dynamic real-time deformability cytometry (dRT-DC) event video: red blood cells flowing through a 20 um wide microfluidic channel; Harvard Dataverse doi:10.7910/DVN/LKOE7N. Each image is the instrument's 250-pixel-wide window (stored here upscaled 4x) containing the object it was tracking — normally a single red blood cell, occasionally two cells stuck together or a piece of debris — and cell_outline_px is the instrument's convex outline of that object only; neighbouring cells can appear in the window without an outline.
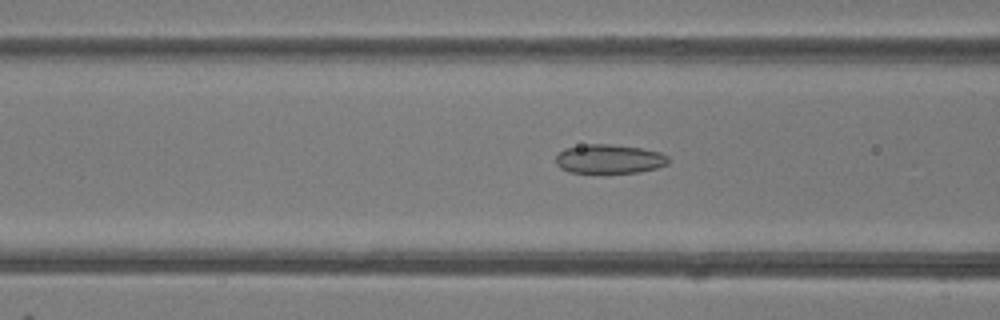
{"species": "common noctule bat (a hibernating species)", "species_latin": "Nyctalus noctula", "temperature_condition": "room temperature", "stored_images_in_passage": 50, "camera_frame_rate_fps": 3000, "um_per_image_px": 0.085, "animal": {"sex": "female"}, "frame": {"image": 1, "passage_image": 20, "time_ms": 6.333, "image_size_px": [1000, 320], "cell_outline_px": [[668, 164], [656, 168], [640, 172], [604, 176], [568, 172], [560, 168], [556, 164], [556, 156], [564, 148], [588, 144], [612, 144], [640, 148], [660, 152], [668, 156]], "centroid_in_image_um": [51.76, 13.57], "position_along_channel_um": 114.8, "area_um2": 20.0}}
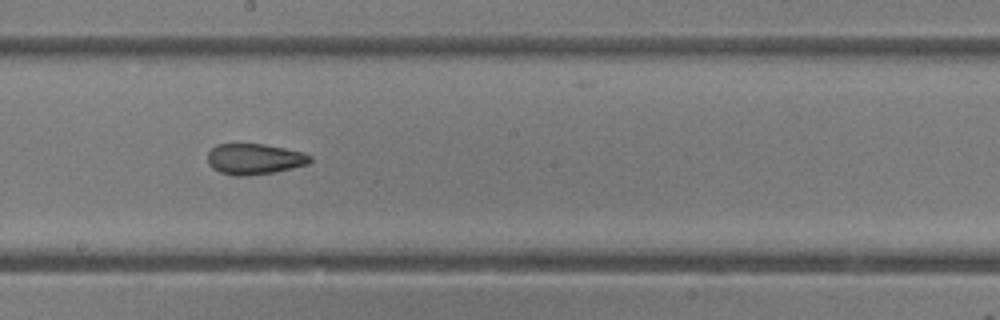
{"frame": {"image": 2, "passage_image": 28, "time_ms": 9.0, "image_size_px": [1000, 320], "cell_outline_px": [[312, 160], [308, 164], [292, 168], [272, 172], [244, 176], [236, 176], [220, 172], [212, 168], [208, 164], [208, 152], [216, 144], [264, 144], [304, 152], [312, 156]], "centroid_in_image_um": [21.63, 13.51], "position_along_channel_um": 226.6, "area_um2": 18.38}}
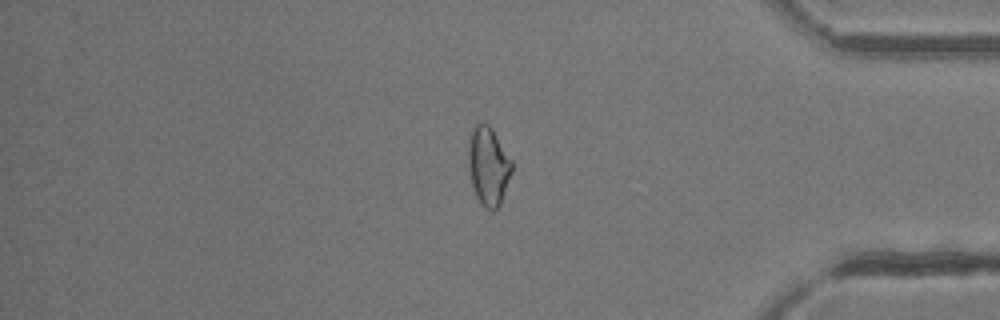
{"frame": {"image": 3, "passage_image": 42, "time_ms": 13.667, "image_size_px": [1000, 320], "cell_outline_px": [[512, 172], [500, 204], [492, 212], [484, 208], [480, 204], [476, 196], [472, 184], [468, 168], [468, 140], [472, 128], [476, 124], [488, 124], [492, 128], [512, 160]], "centroid_in_image_um": [41.5, 14.12], "position_along_channel_um": 393.7, "area_um2": 20.06}, "authors_computed_cell_mechanics": {"area_um2": 20.6346, "velocity_mm_per_s": 4.1786, "shape_relaxation_time_tau1_ms": null, "shape_relaxation_time_tau2_ms": 1.4308, "deformation_change_tau1": null, "deformation_change_tau2": 0.0796}}